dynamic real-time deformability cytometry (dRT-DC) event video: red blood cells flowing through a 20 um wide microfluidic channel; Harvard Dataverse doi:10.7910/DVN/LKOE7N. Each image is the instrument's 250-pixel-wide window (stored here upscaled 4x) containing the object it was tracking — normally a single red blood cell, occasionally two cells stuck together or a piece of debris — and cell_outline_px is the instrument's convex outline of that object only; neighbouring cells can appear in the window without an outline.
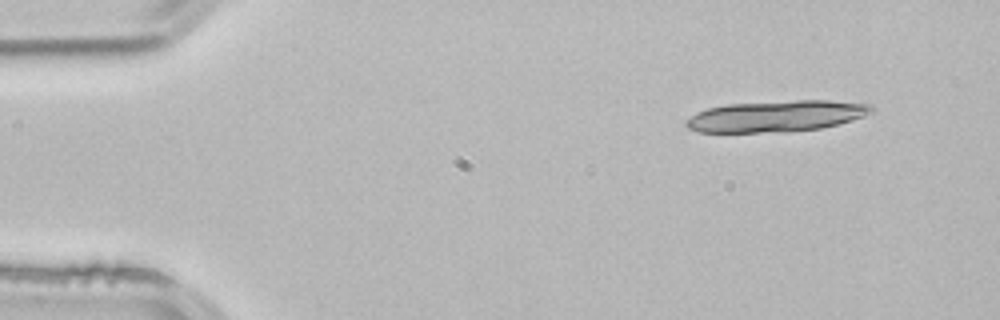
{"species": "common noctule bat (a hibernating species)", "species_latin": "Nyctalus noctula", "temperature_condition": "room temperature", "stored_images_in_passage": 3, "camera_frame_rate_fps": 3000, "um_per_image_px": 0.085, "animal": {"sex": "male", "body_mass_g": 21.5, "forearm_length_mm": 52.0}, "frame": {"image": 1, "passage_image": 1, "time_ms": 0.0, "image_size_px": [1000, 320], "cell_outline_px": [[876, 112], [852, 120], [820, 128], [760, 132], [700, 132], [688, 128], [684, 124], [696, 112], [708, 108], [728, 104], [796, 100], [828, 100], [872, 104], [876, 108]], "centroid_in_image_um": [66.04, 9.85], "position_along_channel_um": 19.0, "area_um2": 33.47}}
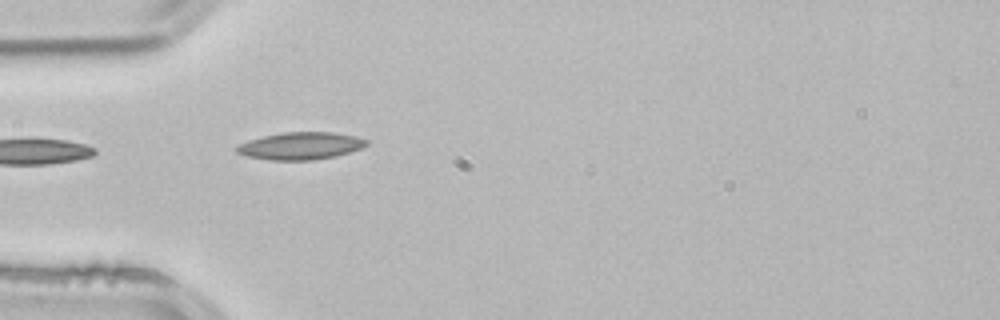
{"frame": {"image": 2, "passage_image": 3, "time_ms": 0.667, "image_size_px": [1000, 320], "cell_outline_px": [[368, 144], [360, 148], [336, 156], [312, 160], [268, 160], [244, 156], [236, 152], [232, 148], [236, 144], [248, 140], [264, 136], [284, 132], [332, 132], [356, 136], [368, 140]], "centroid_in_image_um": [25.47, 12.4], "position_along_channel_um": 59.5, "area_um2": 20.87}}